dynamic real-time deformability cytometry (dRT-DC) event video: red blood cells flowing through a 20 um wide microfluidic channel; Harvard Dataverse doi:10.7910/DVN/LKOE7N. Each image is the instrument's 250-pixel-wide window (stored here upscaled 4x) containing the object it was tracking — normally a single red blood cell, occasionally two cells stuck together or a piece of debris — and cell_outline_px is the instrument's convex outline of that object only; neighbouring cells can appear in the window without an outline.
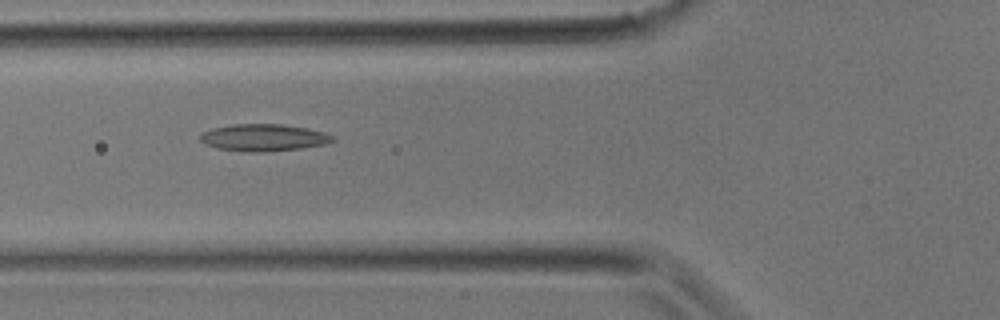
{"species": "common noctule bat (a hibernating species)", "species_latin": "Nyctalus noctula", "temperature_condition": "room temperature", "stored_images_in_passage": 32, "camera_frame_rate_fps": 3000, "um_per_image_px": 0.085, "animal": {"sex": "male", "body_mass_g": 17.9}, "frame": {"image": 1, "passage_image": 11, "time_ms": 3.333, "image_size_px": [1000, 320], "cell_outline_px": [[336, 140], [324, 144], [300, 148], [268, 152], [252, 152], [216, 148], [204, 144], [200, 140], [200, 136], [204, 132], [212, 128], [232, 124], [280, 124], [304, 128], [324, 132], [336, 136]], "centroid_in_image_um": [22.41, 11.7], "position_along_channel_um": 103.4, "area_um2": 20.81}}
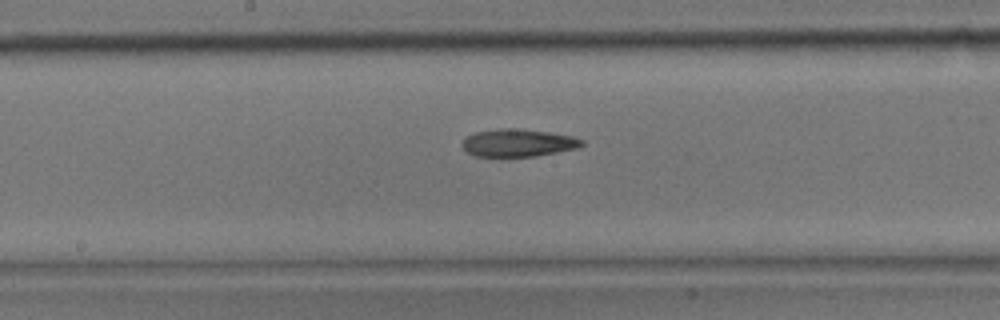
{"frame": {"image": 2, "passage_image": 16, "time_ms": 5.0, "image_size_px": [1000, 320], "cell_outline_px": [[584, 144], [576, 148], [536, 156], [476, 156], [468, 152], [460, 144], [468, 136], [476, 132], [500, 128], [516, 128], [572, 136], [584, 140]], "centroid_in_image_um": [44.03, 12.14], "position_along_channel_um": 204.2, "area_um2": 18.9}}
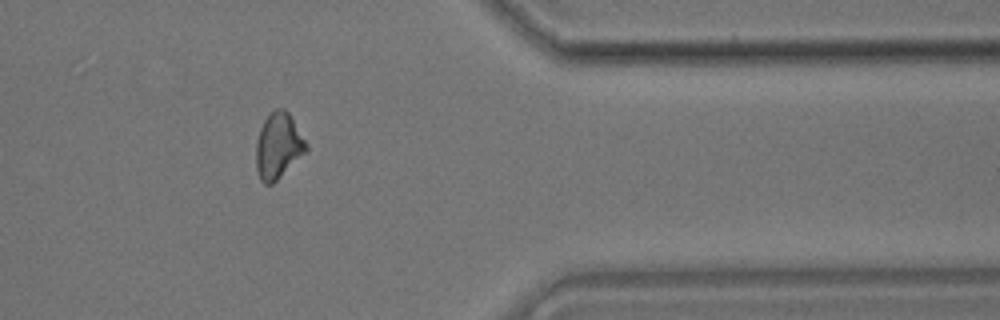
{"frame": {"image": 3, "passage_image": 26, "time_ms": 8.333, "image_size_px": [1000, 320], "cell_outline_px": [[308, 152], [272, 184], [264, 184], [260, 180], [256, 168], [256, 144], [260, 128], [264, 120], [276, 108], [284, 108], [288, 112], [308, 144]], "centroid_in_image_um": [23.67, 12.42], "position_along_channel_um": 387.7, "area_um2": 19.31}}